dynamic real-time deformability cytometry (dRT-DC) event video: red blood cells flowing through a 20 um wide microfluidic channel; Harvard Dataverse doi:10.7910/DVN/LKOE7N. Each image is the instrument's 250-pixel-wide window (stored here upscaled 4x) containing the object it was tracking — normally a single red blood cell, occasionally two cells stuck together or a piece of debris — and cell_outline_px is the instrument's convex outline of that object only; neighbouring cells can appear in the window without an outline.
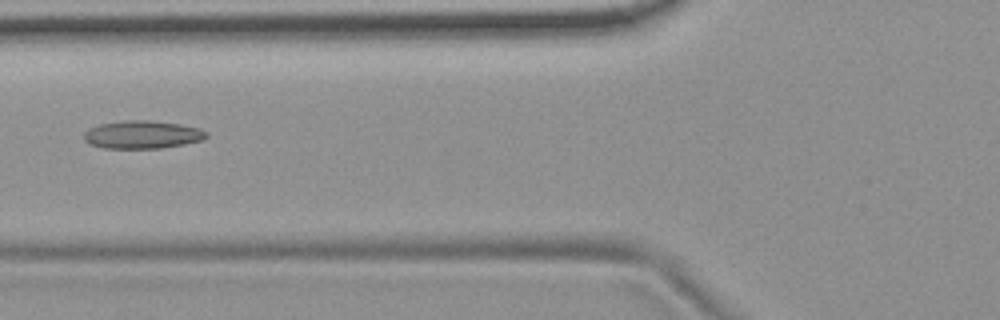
{"species": "common noctule bat (a hibernating species)", "species_latin": "Nyctalus noctula", "temperature_condition": "room temperature", "stored_images_in_passage": 7, "camera_frame_rate_fps": 3000, "um_per_image_px": 0.085, "animal": {"sex": "female", "body_mass_g": 19.9}, "frame": {"image": 1, "passage_image": 2, "time_ms": 1.333, "image_size_px": [1000, 320], "cell_outline_px": [[208, 136], [200, 140], [184, 144], [160, 148], [104, 148], [88, 144], [84, 140], [84, 132], [88, 128], [100, 124], [124, 120], [148, 120], [180, 124], [200, 128], [208, 132]], "centroid_in_image_um": [12.07, 11.44], "position_along_channel_um": 113.7, "area_um2": 20.0}}
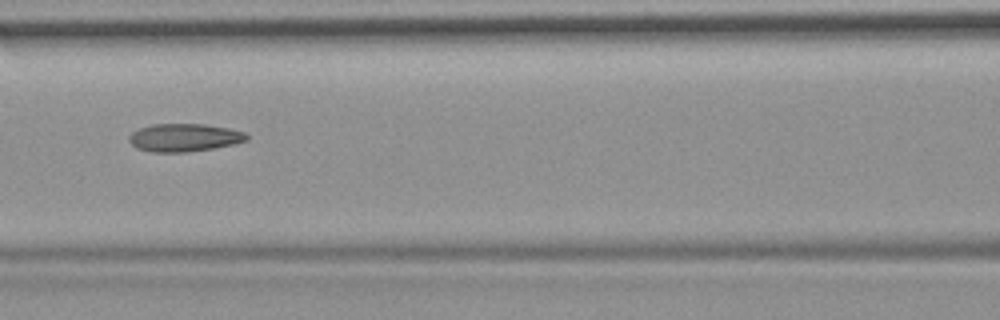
{"frame": {"image": 2, "passage_image": 3, "time_ms": 2.333, "image_size_px": [1000, 320], "cell_outline_px": [[248, 140], [232, 144], [212, 148], [184, 152], [152, 152], [136, 148], [128, 140], [128, 136], [132, 132], [140, 128], [152, 124], [204, 124], [228, 128], [244, 132], [248, 136]], "centroid_in_image_um": [15.63, 11.69], "position_along_channel_um": 151.0, "area_um2": 19.02}}